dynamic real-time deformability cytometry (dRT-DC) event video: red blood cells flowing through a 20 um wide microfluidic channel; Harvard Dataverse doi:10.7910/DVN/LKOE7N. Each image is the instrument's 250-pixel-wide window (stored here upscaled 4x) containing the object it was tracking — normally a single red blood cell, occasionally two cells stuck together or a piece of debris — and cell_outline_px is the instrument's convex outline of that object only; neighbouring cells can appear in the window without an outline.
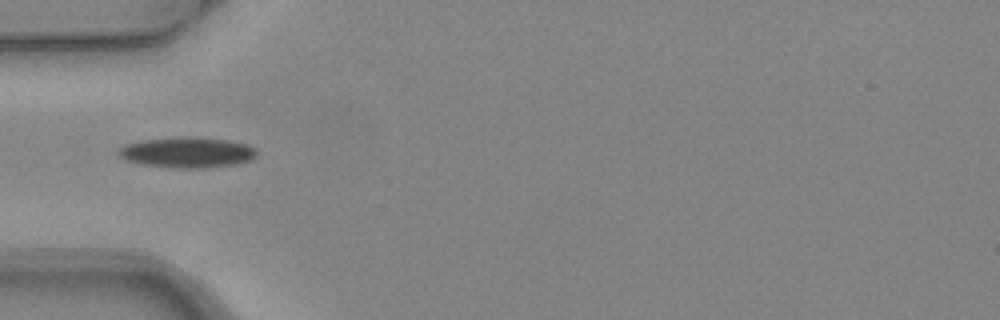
{"species": "common noctule bat (a hibernating species)", "species_latin": "Nyctalus noctula", "temperature_condition": "warm", "stored_images_in_passage": 1, "camera_frame_rate_fps": 3000, "um_per_image_px": 0.085, "animal": {"sex": "female", "body_mass_g": 24.6, "forearm_length_mm": 56.2}, "frame": {"image": 1, "passage_image": 1, "time_ms": 0.0, "image_size_px": [1000, 320], "cell_outline_px": [[256, 156], [248, 160], [236, 164], [208, 168], [172, 168], [140, 164], [128, 160], [120, 156], [116, 152], [120, 148], [128, 144], [144, 140], [184, 136], [192, 136], [228, 140], [248, 144], [256, 148]], "centroid_in_image_um": [15.94, 12.95], "position_along_channel_um": 69.1, "area_um2": 24.68}}